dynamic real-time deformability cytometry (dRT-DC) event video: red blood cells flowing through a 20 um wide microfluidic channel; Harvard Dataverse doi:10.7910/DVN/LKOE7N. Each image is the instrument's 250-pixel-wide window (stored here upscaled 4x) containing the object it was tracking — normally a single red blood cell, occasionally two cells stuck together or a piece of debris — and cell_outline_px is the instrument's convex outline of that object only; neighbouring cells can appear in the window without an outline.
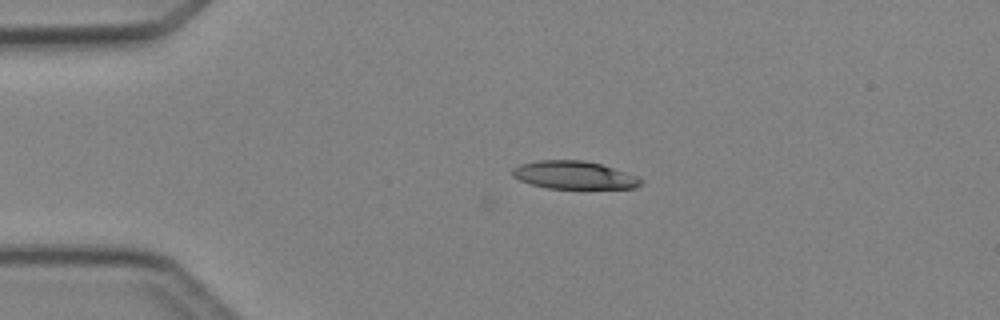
{"species": "Egyptian fruit bat (a non-hibernating species)", "species_latin": "Rousettus aegyptiacus", "temperature_condition": "cold", "stored_images_in_passage": 3, "camera_frame_rate_fps": 3000, "um_per_image_px": 0.085, "animal": {"sex": "female"}, "frame": {"image": 1, "passage_image": 1, "time_ms": 0.0, "image_size_px": [1000, 320], "cell_outline_px": [[644, 180], [636, 188], [548, 188], [532, 184], [520, 180], [512, 176], [512, 168], [520, 164], [540, 160], [584, 160], [600, 164], [636, 176]], "centroid_in_image_um": [48.77, 14.88], "position_along_channel_um": 36.2, "area_um2": 20.63}}